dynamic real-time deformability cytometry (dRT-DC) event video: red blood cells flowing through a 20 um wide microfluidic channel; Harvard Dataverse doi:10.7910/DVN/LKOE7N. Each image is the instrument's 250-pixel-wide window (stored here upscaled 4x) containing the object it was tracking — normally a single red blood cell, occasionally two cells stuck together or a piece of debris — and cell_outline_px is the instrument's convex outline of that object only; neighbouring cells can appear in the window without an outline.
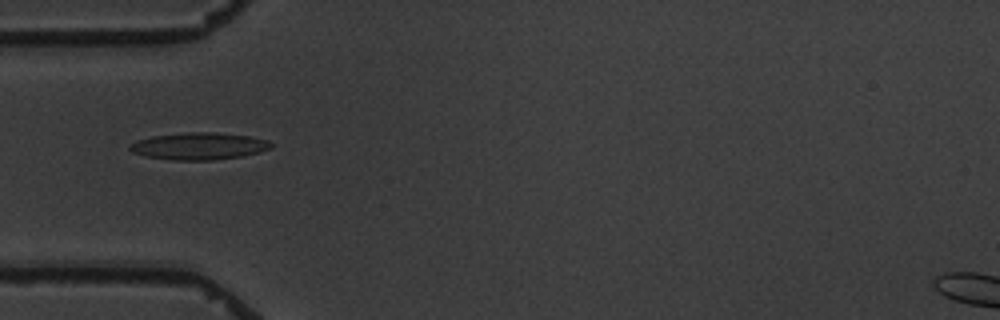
{"species": "common noctule bat (a hibernating species)", "species_latin": "Nyctalus noctula", "temperature_condition": "warm", "stored_images_in_passage": 8, "camera_frame_rate_fps": 3000, "um_per_image_px": 0.085, "animal": {"sex": "male", "body_mass_g": 19.5, "forearm_length_mm": 54.6}, "frame": {"image": 1, "passage_image": 6, "time_ms": 5.667, "image_size_px": [1000, 320], "cell_outline_px": [[272, 148], [260, 152], [240, 156], [212, 160], [172, 160], [144, 156], [132, 152], [128, 148], [128, 144], [136, 140], [152, 136], [188, 132], [212, 132], [248, 136], [268, 140], [272, 144]], "centroid_in_image_um": [16.87, 12.42], "position_along_channel_um": 68.1, "area_um2": 22.31}}
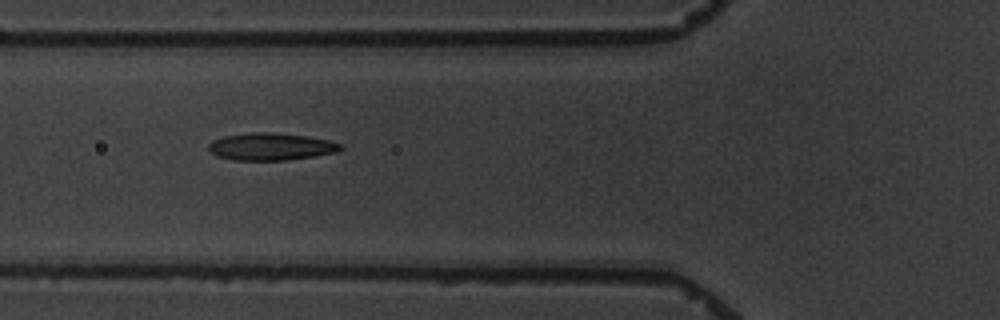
{"frame": {"image": 2, "passage_image": 7, "time_ms": 6.667, "image_size_px": [1000, 320], "cell_outline_px": [[344, 148], [336, 152], [288, 160], [232, 160], [216, 156], [208, 152], [208, 144], [212, 140], [224, 136], [252, 132], [268, 132], [308, 136], [328, 140], [344, 144]], "centroid_in_image_um": [23.0, 12.46], "position_along_channel_um": 102.8, "area_um2": 21.15}}
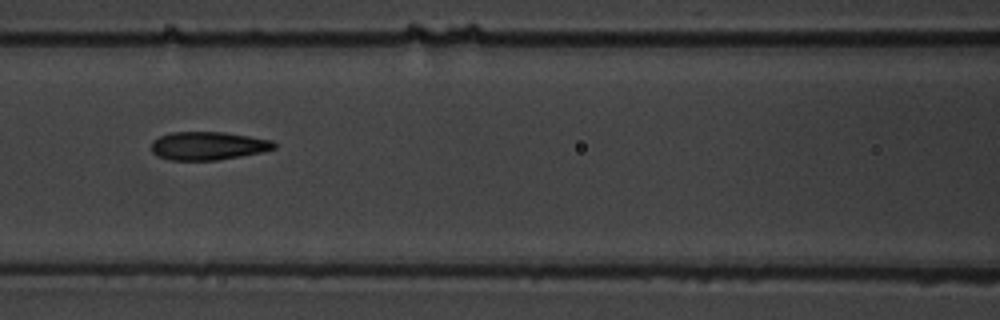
{"frame": {"image": 3, "passage_image": 8, "time_ms": 8.0, "image_size_px": [1000, 320], "cell_outline_px": [[276, 148], [260, 152], [240, 156], [216, 160], [168, 160], [156, 156], [152, 152], [152, 140], [160, 136], [172, 132], [224, 132], [272, 140], [276, 144]], "centroid_in_image_um": [17.65, 12.39], "position_along_channel_um": 149.0, "area_um2": 20.17}}